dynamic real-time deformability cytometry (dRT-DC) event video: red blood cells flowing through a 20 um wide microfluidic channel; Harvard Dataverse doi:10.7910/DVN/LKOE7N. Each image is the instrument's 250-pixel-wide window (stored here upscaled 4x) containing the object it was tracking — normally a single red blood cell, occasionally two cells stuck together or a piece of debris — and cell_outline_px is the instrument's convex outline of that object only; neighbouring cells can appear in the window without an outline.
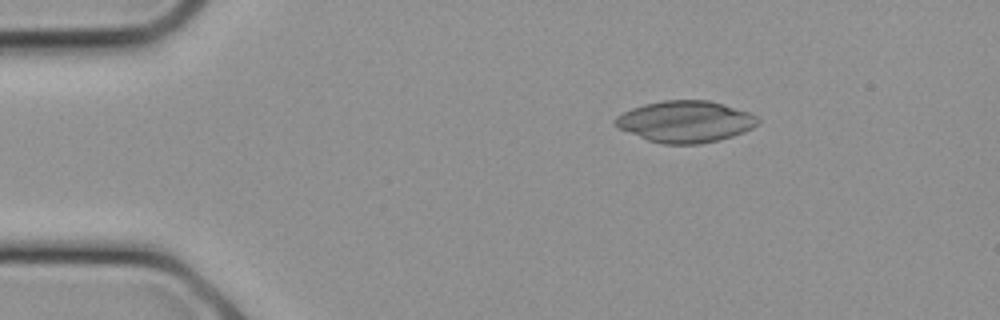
{"species": "common noctule bat (a hibernating species)", "species_latin": "Nyctalus noctula", "temperature_condition": "cold", "stored_images_in_passage": 10, "camera_frame_rate_fps": 3000, "um_per_image_px": 0.085, "animal": {"sex": "female", "body_mass_g": 21.9}, "frame": {"image": 1, "passage_image": 4, "time_ms": 1.0, "image_size_px": [1000, 320], "cell_outline_px": [[760, 124], [744, 132], [720, 140], [700, 144], [660, 144], [648, 140], [616, 128], [612, 120], [616, 116], [632, 108], [644, 104], [664, 100], [708, 100], [724, 104], [748, 112], [756, 116], [760, 120]], "centroid_in_image_um": [58.24, 10.34], "position_along_channel_um": 26.8, "area_um2": 34.8}}